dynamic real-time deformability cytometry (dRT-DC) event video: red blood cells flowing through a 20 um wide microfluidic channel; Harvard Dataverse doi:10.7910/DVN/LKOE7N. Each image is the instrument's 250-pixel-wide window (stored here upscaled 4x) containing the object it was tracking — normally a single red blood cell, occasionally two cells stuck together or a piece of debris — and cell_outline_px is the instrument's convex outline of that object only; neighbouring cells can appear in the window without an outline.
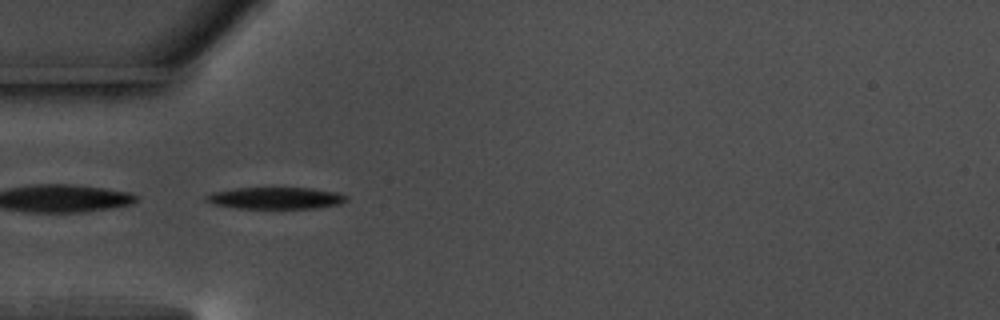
{"species": "common noctule bat (a hibernating species)", "species_latin": "Nyctalus noctula", "temperature_condition": "warm", "stored_images_in_passage": 40, "camera_frame_rate_fps": 3000, "um_per_image_px": 0.085, "animal": {"sex": "male", "body_mass_g": 17.5, "forearm_length_mm": 52.3}, "frame": {"image": 1, "passage_image": 1, "time_ms": 0.0, "image_size_px": [1000, 320], "cell_outline_px": [[348, 200], [340, 204], [316, 208], [236, 208], [212, 204], [204, 200], [204, 196], [212, 192], [236, 188], [312, 188], [336, 192], [344, 196]], "centroid_in_image_um": [23.38, 16.84], "position_along_channel_um": 61.6, "area_um2": 17.74}}
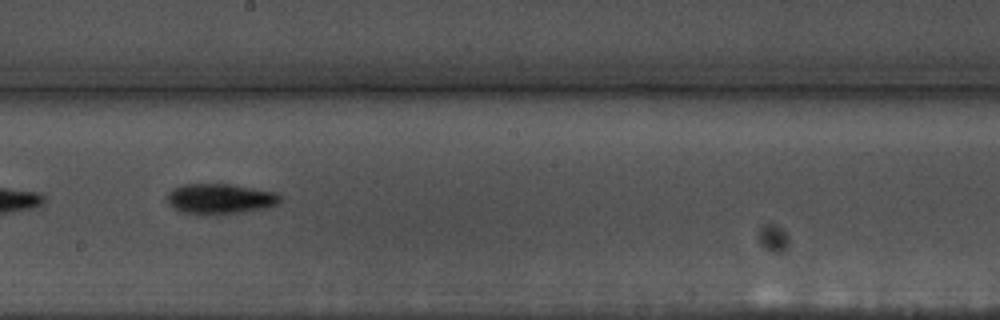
{"frame": {"image": 2, "passage_image": 15, "time_ms": 4.667, "image_size_px": [1000, 320], "cell_outline_px": [[280, 200], [276, 204], [264, 208], [236, 212], [184, 212], [168, 204], [164, 196], [172, 188], [180, 184], [232, 184], [276, 192], [280, 196]], "centroid_in_image_um": [18.66, 16.84], "position_along_channel_um": 229.5, "area_um2": 19.31}}
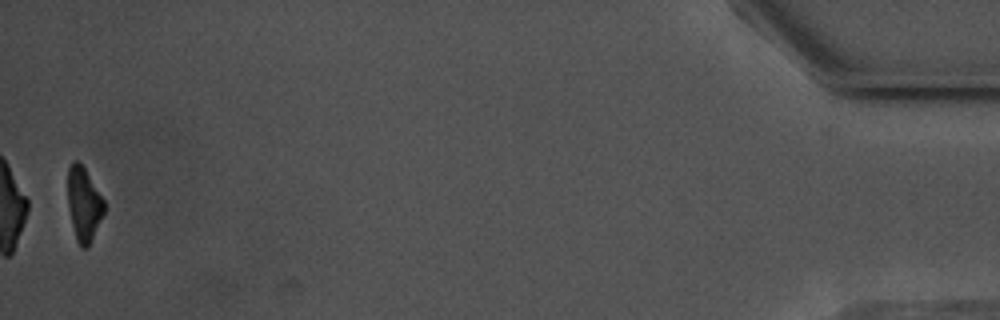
{"frame": {"image": 3, "passage_image": 39, "time_ms": 12.667, "image_size_px": [1000, 320], "cell_outline_px": [[104, 212], [88, 248], [80, 248], [76, 240], [72, 224], [68, 204], [68, 168], [72, 160], [76, 160], [84, 168], [104, 200]], "centroid_in_image_um": [7.11, 17.37], "position_along_channel_um": 428.1, "area_um2": 15.43}, "authors_computed_cell_mechanics": {"area_um2": 17.9758, "velocity_mm_per_s": 3.6483, "shape_relaxation_time_tau1_ms": 1.578, "shape_relaxation_time_tau2_ms": null, "deformation_change_tau1": 0.1534, "deformation_change_tau2": null}}